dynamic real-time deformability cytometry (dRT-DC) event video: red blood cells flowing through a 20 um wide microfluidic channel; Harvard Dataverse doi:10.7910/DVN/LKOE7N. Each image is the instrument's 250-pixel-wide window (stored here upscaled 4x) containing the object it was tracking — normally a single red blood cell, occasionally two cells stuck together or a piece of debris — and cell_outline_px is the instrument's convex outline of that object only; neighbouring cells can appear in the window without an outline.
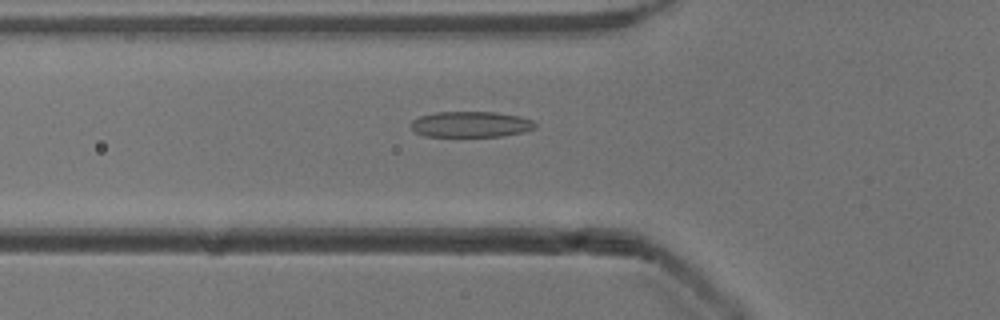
{"species": "common noctule bat (a hibernating species)", "species_latin": "Nyctalus noctula", "temperature_condition": "cold", "stored_images_in_passage": 53, "camera_frame_rate_fps": 3000, "um_per_image_px": 0.085, "animal": {"sex": "male", "body_mass_g": 13.3}, "frame": {"image": 1, "passage_image": 19, "time_ms": 6.0, "image_size_px": [1000, 320], "cell_outline_px": [[536, 128], [524, 132], [504, 136], [424, 136], [416, 132], [412, 128], [412, 120], [420, 116], [436, 112], [496, 112], [520, 116], [532, 120], [536, 124]], "centroid_in_image_um": [40.06, 10.56], "position_along_channel_um": 85.7, "area_um2": 18.67}}
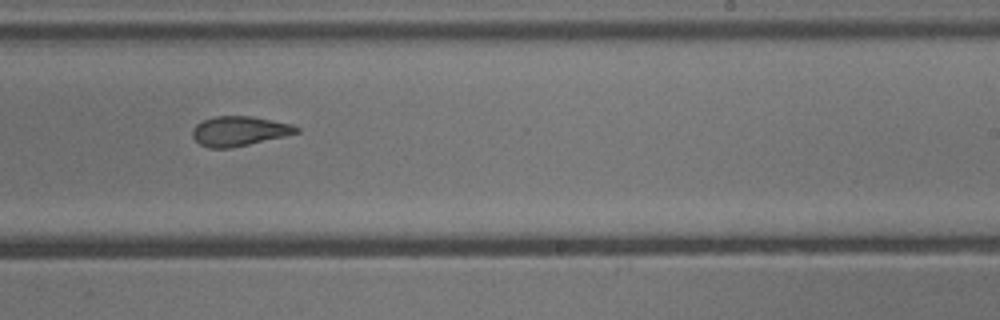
{"frame": {"image": 2, "passage_image": 33, "time_ms": 10.667, "image_size_px": [1000, 320], "cell_outline_px": [[300, 132], [284, 136], [248, 144], [228, 148], [208, 148], [200, 144], [192, 136], [192, 128], [196, 124], [204, 120], [216, 116], [252, 116], [292, 124], [300, 128]], "centroid_in_image_um": [20.33, 11.13], "position_along_channel_um": 268.7, "area_um2": 17.86}}
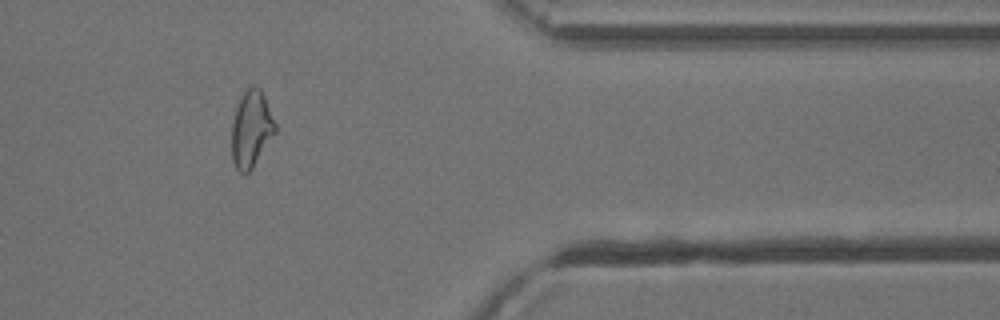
{"frame": {"image": 3, "passage_image": 44, "time_ms": 14.333, "image_size_px": [1000, 320], "cell_outline_px": [[276, 132], [252, 168], [248, 172], [240, 172], [236, 168], [232, 160], [232, 120], [240, 96], [252, 84], [260, 88], [264, 96], [276, 124]], "centroid_in_image_um": [21.35, 10.94], "position_along_channel_um": 390.0, "area_um2": 19.31}, "authors_computed_cell_mechanics": {"area_um2": 19.5364, "velocity_mm_per_s": 3.9022, "shape_relaxation_time_tau1_ms": null, "shape_relaxation_time_tau2_ms": 2.1481, "deformation_change_tau1": null, "deformation_change_tau2": 0.1029}}